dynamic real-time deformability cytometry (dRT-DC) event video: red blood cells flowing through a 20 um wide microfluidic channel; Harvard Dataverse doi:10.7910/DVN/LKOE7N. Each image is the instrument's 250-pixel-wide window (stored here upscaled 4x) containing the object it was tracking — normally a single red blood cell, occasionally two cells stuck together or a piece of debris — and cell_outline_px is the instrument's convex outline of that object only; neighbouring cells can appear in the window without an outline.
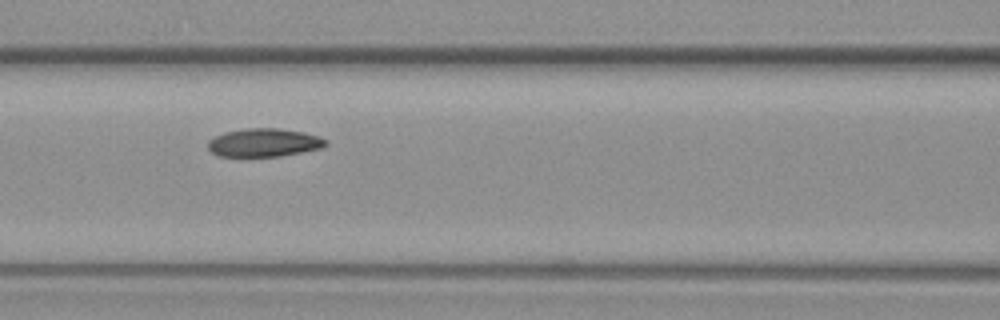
{"species": "common noctule bat (a hibernating species)", "species_latin": "Nyctalus noctula", "temperature_condition": "warm", "stored_images_in_passage": 4, "camera_frame_rate_fps": 3000, "um_per_image_px": 0.085, "animal": {"sex": "female", "body_mass_g": 19.3, "forearm_length_mm": 54.1}, "frame": {"image": 1, "passage_image": 3, "time_ms": 2.667, "image_size_px": [1000, 320], "cell_outline_px": [[328, 144], [320, 148], [280, 156], [216, 156], [208, 148], [208, 140], [224, 132], [248, 128], [280, 128], [304, 132], [320, 136], [328, 140]], "centroid_in_image_um": [22.45, 12.11], "position_along_channel_um": 144.2, "area_um2": 19.42}}
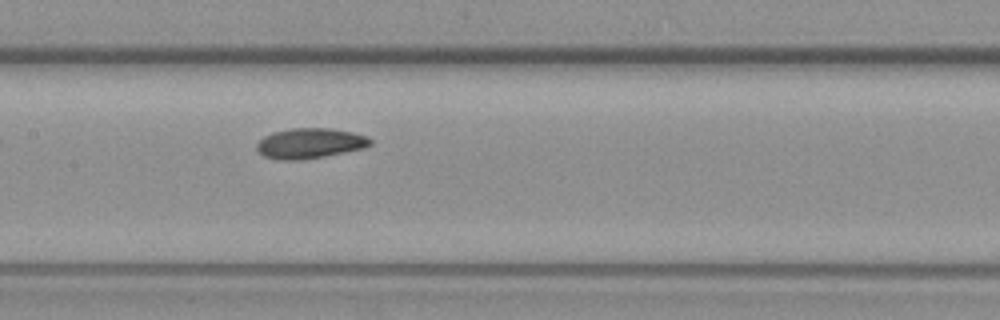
{"frame": {"image": 2, "passage_image": 4, "time_ms": 3.667, "image_size_px": [1000, 320], "cell_outline_px": [[372, 144], [364, 148], [324, 156], [300, 160], [276, 160], [264, 156], [256, 148], [256, 144], [264, 136], [272, 132], [292, 128], [332, 128], [352, 132], [368, 136], [372, 140]], "centroid_in_image_um": [26.34, 12.17], "position_along_channel_um": 181.1, "area_um2": 20.11}}